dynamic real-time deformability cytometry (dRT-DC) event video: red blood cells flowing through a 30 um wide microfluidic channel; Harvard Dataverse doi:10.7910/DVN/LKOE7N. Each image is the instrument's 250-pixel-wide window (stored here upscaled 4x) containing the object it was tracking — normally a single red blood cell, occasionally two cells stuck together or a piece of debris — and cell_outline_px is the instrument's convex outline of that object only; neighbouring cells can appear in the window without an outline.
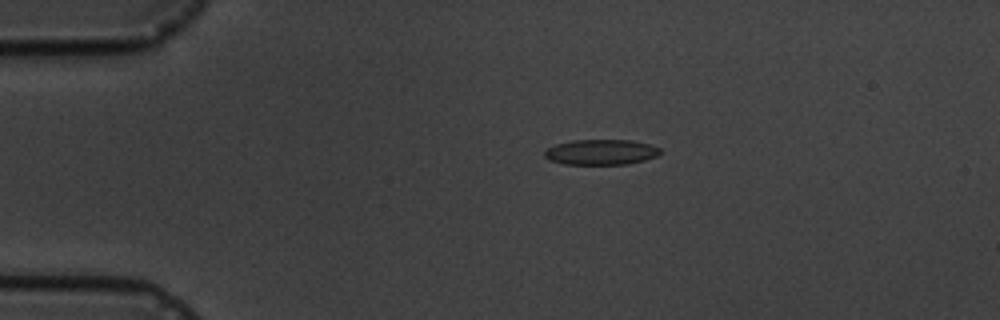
{"species": "common noctule bat (a hibernating species)", "species_latin": "Nyctalus noctula", "temperature_condition": "cold", "stored_images_in_passage": 2, "camera_frame_rate_fps": 3000, "um_per_image_px": 0.085, "animal": {"sex": "male", "body_mass_g": 19.5, "forearm_length_mm": 54.6}, "frame": {"image": 1, "passage_image": 1, "time_ms": 0.0, "image_size_px": [1000, 320], "cell_outline_px": [[660, 152], [656, 156], [644, 160], [628, 164], [564, 164], [548, 160], [544, 156], [544, 152], [548, 148], [556, 144], [572, 140], [632, 140], [648, 144], [660, 148]], "centroid_in_image_um": [51.06, 12.93], "position_along_channel_um": 33.9, "area_um2": 17.05}}